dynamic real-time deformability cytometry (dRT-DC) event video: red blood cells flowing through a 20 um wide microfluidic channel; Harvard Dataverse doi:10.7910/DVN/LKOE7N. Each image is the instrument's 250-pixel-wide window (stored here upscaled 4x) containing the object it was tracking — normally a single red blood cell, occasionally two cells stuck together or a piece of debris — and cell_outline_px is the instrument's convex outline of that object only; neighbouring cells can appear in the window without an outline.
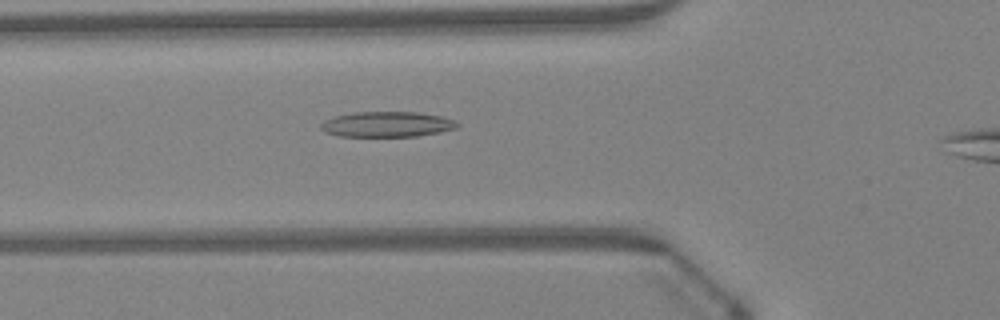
{"species": "Egyptian fruit bat (a non-hibernating species)", "species_latin": "Rousettus aegyptiacus", "temperature_condition": "warm", "stored_images_in_passage": 42, "camera_frame_rate_fps": 3000, "um_per_image_px": 0.085, "animal": {"sex": "female"}, "frame": {"image": 1, "passage_image": 17, "time_ms": 5.333, "image_size_px": [1000, 320], "cell_outline_px": [[460, 124], [456, 128], [440, 132], [416, 136], [340, 136], [324, 132], [320, 128], [320, 124], [324, 120], [336, 116], [352, 112], [416, 112], [440, 116], [452, 120]], "centroid_in_image_um": [32.86, 10.56], "position_along_channel_um": 92.9, "area_um2": 20.06}}
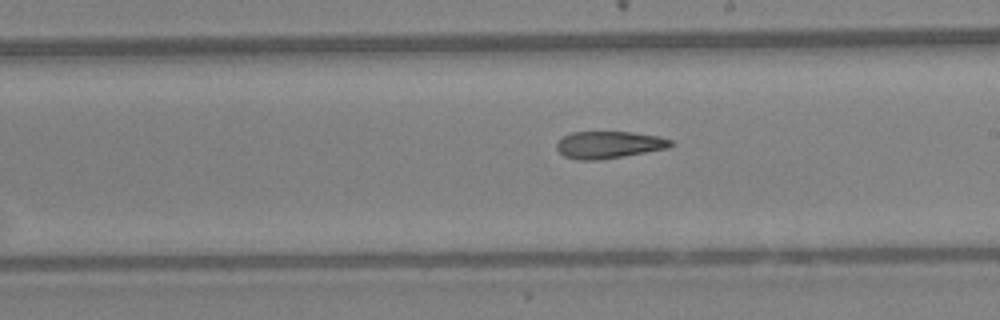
{"frame": {"image": 2, "passage_image": 27, "time_ms": 8.667, "image_size_px": [1000, 320], "cell_outline_px": [[676, 144], [668, 148], [624, 156], [600, 160], [576, 160], [564, 156], [556, 148], [556, 144], [564, 136], [572, 132], [632, 132], [660, 136], [672, 140]], "centroid_in_image_um": [51.79, 12.31], "position_along_channel_um": 237.2, "area_um2": 18.15}}
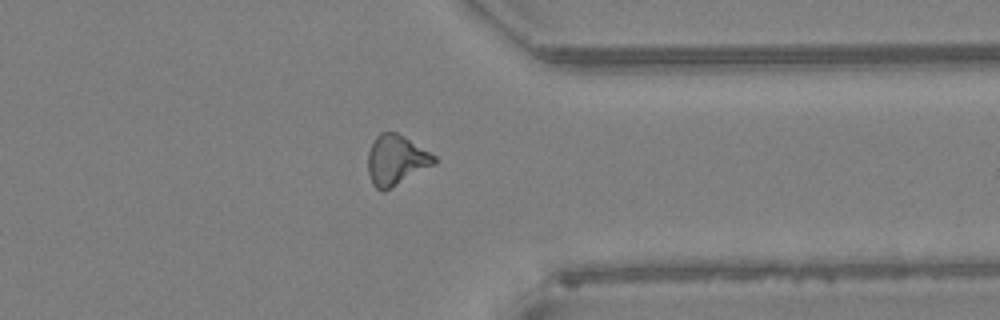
{"frame": {"image": 3, "passage_image": 37, "time_ms": 12.0, "image_size_px": [1000, 320], "cell_outline_px": [[436, 164], [384, 192], [380, 192], [372, 184], [368, 172], [368, 152], [376, 136], [380, 132], [396, 132], [404, 136], [436, 156]], "centroid_in_image_um": [33.66, 13.63], "position_along_channel_um": 377.7, "area_um2": 19.48}, "authors_computed_cell_mechanics": {"area_um2": 19.1318, "velocity_mm_per_s": 4.3508, "shape_relaxation_time_tau1_ms": null, "shape_relaxation_time_tau2_ms": 8.0845, "deformation_change_tau1": null, "deformation_change_tau2": 0.2107}}